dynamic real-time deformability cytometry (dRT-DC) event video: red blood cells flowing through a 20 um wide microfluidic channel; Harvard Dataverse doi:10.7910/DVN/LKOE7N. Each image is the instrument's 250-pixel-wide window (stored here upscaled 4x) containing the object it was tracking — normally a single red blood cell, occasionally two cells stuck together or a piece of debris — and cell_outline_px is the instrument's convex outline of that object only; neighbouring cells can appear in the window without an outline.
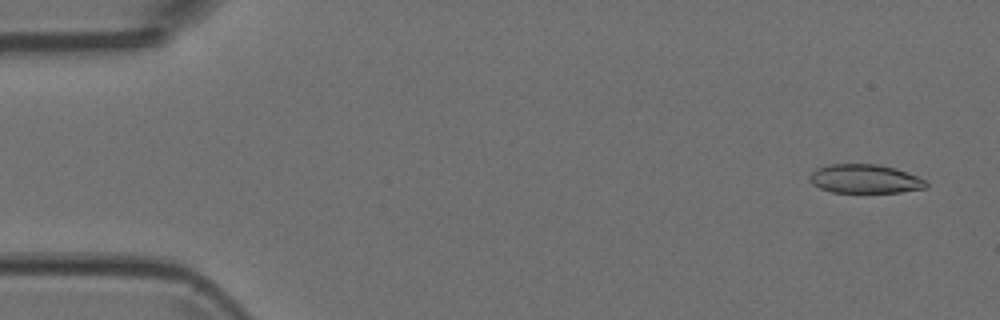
{"species": "Egyptian fruit bat (a non-hibernating species)", "species_latin": "Rousettus aegyptiacus", "temperature_condition": "room temperature", "stored_images_in_passage": 6, "camera_frame_rate_fps": 3000, "um_per_image_px": 0.085, "animal": {"sex": "female"}, "frame": {"image": 1, "passage_image": 1, "time_ms": 0.0, "image_size_px": [1000, 320], "cell_outline_px": [[928, 184], [924, 188], [900, 192], [832, 192], [820, 188], [812, 184], [808, 180], [808, 176], [816, 168], [828, 164], [876, 164], [896, 168], [916, 176], [924, 180]], "centroid_in_image_um": [73.46, 15.19], "position_along_channel_um": 11.5, "area_um2": 19.54}}
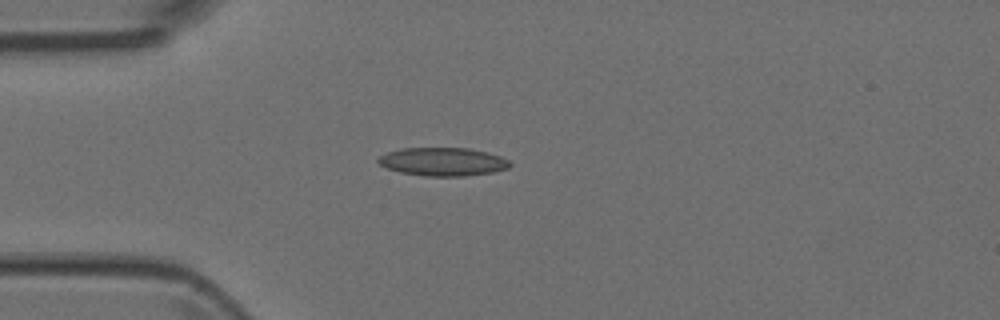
{"frame": {"image": 2, "passage_image": 4, "time_ms": 1.0, "image_size_px": [1000, 320], "cell_outline_px": [[512, 164], [508, 168], [492, 172], [464, 176], [424, 176], [400, 172], [388, 168], [380, 164], [376, 160], [380, 156], [388, 152], [400, 148], [468, 148], [488, 152], [500, 156], [508, 160]], "centroid_in_image_um": [37.65, 13.74], "position_along_channel_um": 47.4, "area_um2": 21.68}}
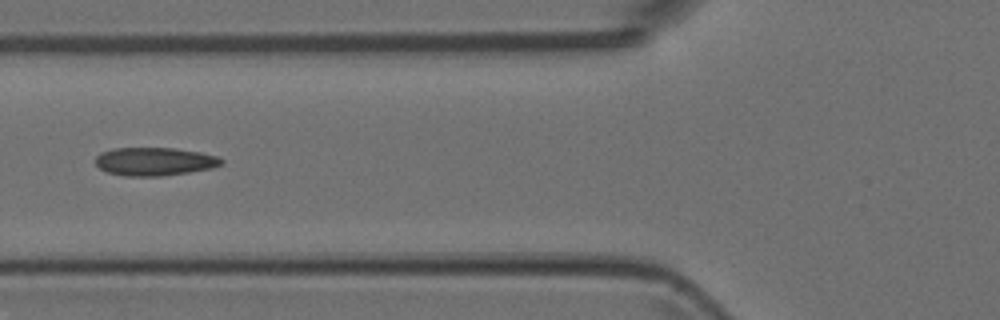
{"frame": {"image": 3, "passage_image": 6, "time_ms": 1.667, "image_size_px": [1000, 320], "cell_outline_px": [[224, 164], [212, 168], [188, 172], [160, 176], [124, 176], [108, 172], [100, 168], [96, 164], [96, 156], [100, 152], [112, 148], [176, 148], [200, 152], [220, 156], [224, 160]], "centroid_in_image_um": [13.17, 13.72], "position_along_channel_um": 112.6, "area_um2": 20.87}}